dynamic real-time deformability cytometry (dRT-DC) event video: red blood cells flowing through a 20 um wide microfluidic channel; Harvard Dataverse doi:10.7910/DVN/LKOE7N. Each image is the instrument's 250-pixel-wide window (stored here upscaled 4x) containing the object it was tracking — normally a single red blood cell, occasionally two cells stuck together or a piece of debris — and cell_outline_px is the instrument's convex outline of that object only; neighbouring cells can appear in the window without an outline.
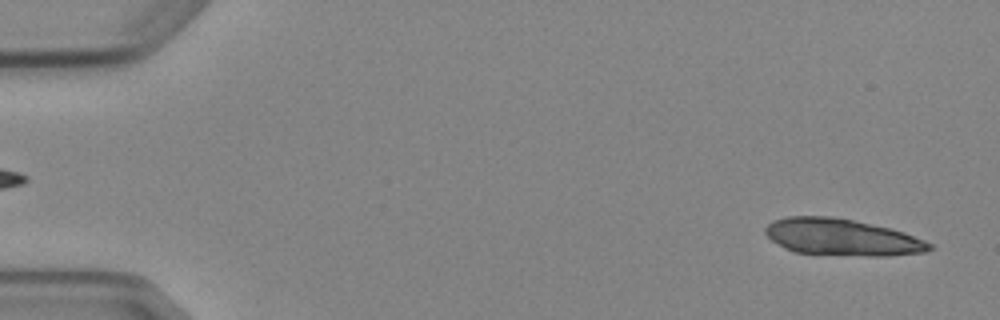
{"species": "Egyptian fruit bat (a non-hibernating species)", "species_latin": "Rousettus aegyptiacus", "temperature_condition": "cold", "stored_images_in_passage": 4, "camera_frame_rate_fps": 3000, "um_per_image_px": 0.085, "animal": {"sex": "female"}, "frame": {"image": 1, "passage_image": 4, "time_ms": 4.667, "image_size_px": [1000, 320], "cell_outline_px": [[932, 248], [924, 252], [888, 256], [868, 256], [792, 252], [784, 248], [772, 240], [764, 232], [764, 228], [772, 220], [788, 216], [832, 216], [892, 228], [904, 232], [924, 240], [932, 244]], "centroid_in_image_um": [71.54, 20.16], "position_along_channel_um": 13.5, "area_um2": 35.14}}